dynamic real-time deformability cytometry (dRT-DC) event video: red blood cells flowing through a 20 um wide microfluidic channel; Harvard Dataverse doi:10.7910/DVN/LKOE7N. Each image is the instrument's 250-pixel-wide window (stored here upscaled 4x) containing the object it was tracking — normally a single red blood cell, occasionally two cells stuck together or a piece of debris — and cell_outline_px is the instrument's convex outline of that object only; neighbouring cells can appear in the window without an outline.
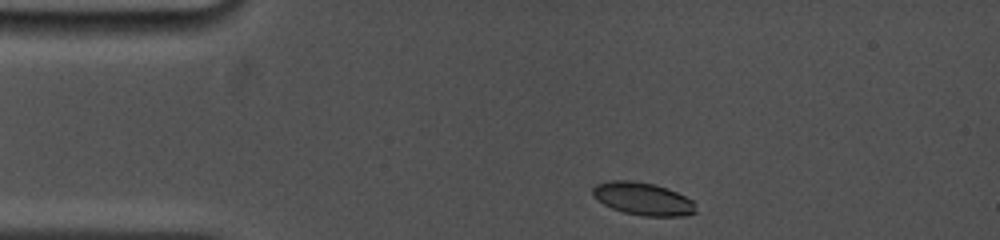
{"species": "common noctule bat (a hibernating species)", "species_latin": "Nyctalus noctula", "temperature_condition": "cold", "stored_images_in_passage": 17, "camera_frame_rate_fps": 5000, "um_per_image_px": 0.085, "animal": {"sex": "female", "body_mass_g": 19.0, "forearm_length_mm": 53.3}, "frame": {"image": 1, "passage_image": 1, "time_ms": 0.0, "image_size_px": [1000, 240], "cell_outline_px": [[696, 212], [688, 216], [644, 216], [624, 212], [612, 208], [596, 200], [592, 196], [592, 188], [596, 184], [612, 180], [632, 180], [656, 184], [668, 188], [692, 200], [696, 204]], "centroid_in_image_um": [54.65, 16.89], "position_along_channel_um": 30.4, "area_um2": 19.88}}
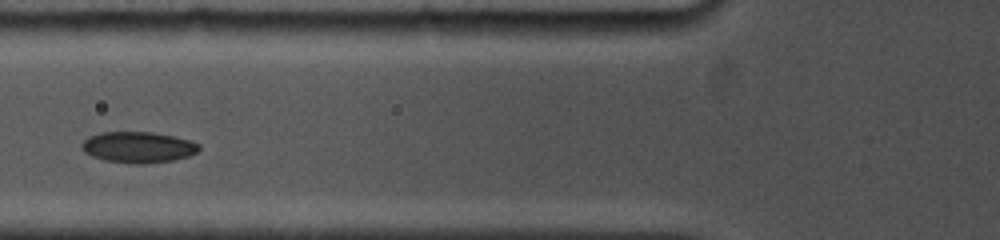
{"frame": {"image": 2, "passage_image": 10, "time_ms": 3.4, "image_size_px": [1000, 240], "cell_outline_px": [[200, 148], [196, 152], [188, 156], [172, 160], [140, 164], [132, 164], [104, 160], [92, 156], [84, 152], [80, 144], [88, 136], [100, 132], [152, 132], [172, 136], [188, 140], [200, 144]], "centroid_in_image_um": [11.7, 12.51], "position_along_channel_um": 114.1, "area_um2": 21.15}}
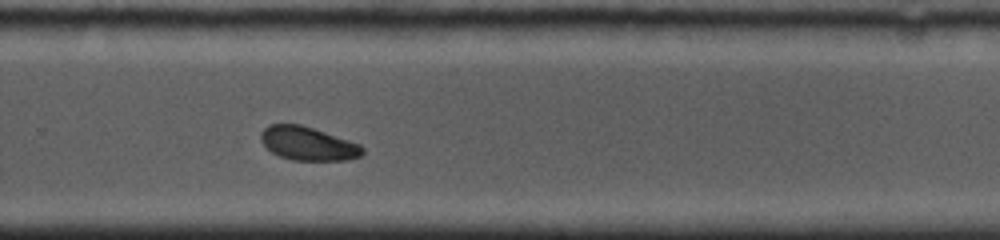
{"frame": {"image": 3, "passage_image": 17, "time_ms": 8.4, "image_size_px": [1000, 240], "cell_outline_px": [[364, 152], [360, 156], [348, 160], [292, 160], [280, 156], [272, 152], [260, 140], [260, 132], [268, 124], [300, 124], [360, 144], [364, 148]], "centroid_in_image_um": [26.16, 12.2], "position_along_channel_um": 303.6, "area_um2": 19.77}}